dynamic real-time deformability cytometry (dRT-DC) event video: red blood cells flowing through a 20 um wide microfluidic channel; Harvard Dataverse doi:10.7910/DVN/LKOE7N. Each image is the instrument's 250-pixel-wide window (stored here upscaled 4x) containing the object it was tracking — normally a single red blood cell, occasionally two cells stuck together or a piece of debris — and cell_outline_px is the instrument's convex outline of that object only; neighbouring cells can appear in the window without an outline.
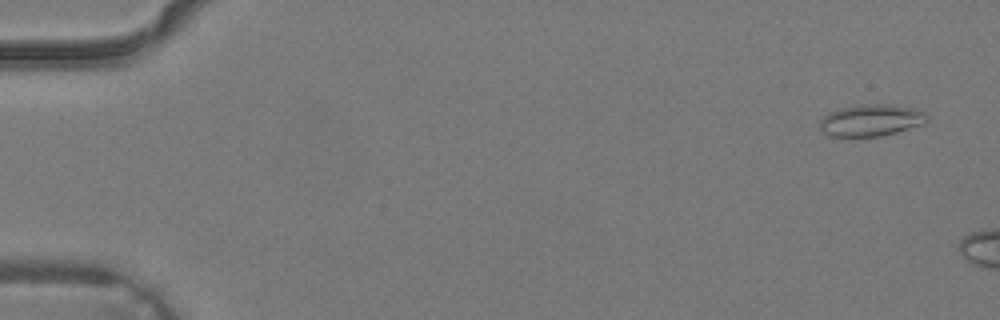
{"species": "common noctule bat (a hibernating species)", "species_latin": "Nyctalus noctula", "temperature_condition": "warm", "stored_images_in_passage": 2, "camera_frame_rate_fps": 3000, "um_per_image_px": 0.085, "animal": {"sex": "male", "body_mass_g": 19.2, "forearm_length_mm": 51.8}, "frame": {"image": 1, "passage_image": 1, "time_ms": 0.0, "image_size_px": [1000, 320], "cell_outline_px": [[928, 120], [924, 124], [896, 132], [880, 136], [828, 136], [820, 128], [820, 120], [828, 112], [840, 108], [864, 104], [888, 104], [912, 108], [924, 112], [928, 116]], "centroid_in_image_um": [74.04, 10.22], "position_along_channel_um": 11.0, "area_um2": 19.77}}